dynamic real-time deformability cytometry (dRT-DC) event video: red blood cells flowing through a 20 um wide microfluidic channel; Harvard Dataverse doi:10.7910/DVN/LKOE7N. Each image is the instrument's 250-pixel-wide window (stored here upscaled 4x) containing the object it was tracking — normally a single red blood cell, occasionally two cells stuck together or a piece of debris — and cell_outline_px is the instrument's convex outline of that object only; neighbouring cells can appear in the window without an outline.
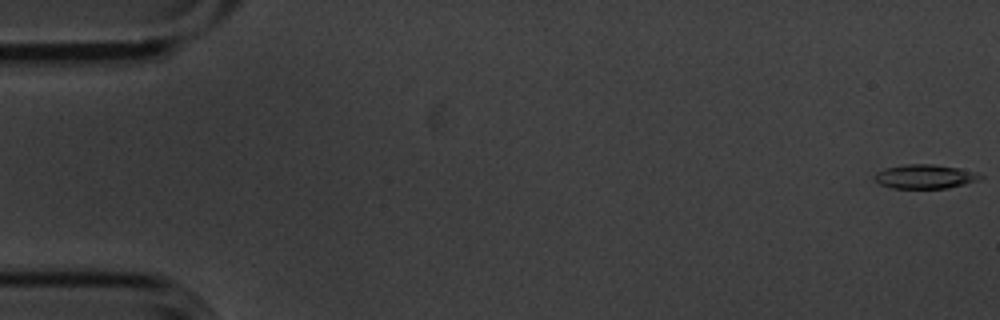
{"species": "common noctule bat (a hibernating species)", "species_latin": "Nyctalus noctula", "temperature_condition": "cold", "stored_images_in_passage": 15, "camera_frame_rate_fps": 3000, "um_per_image_px": 0.085, "animal": {"sex": "male", "body_mass_g": 20.1, "forearm_length_mm": 53.5}, "frame": {"image": 1, "passage_image": 1, "time_ms": 0.0, "image_size_px": [1000, 320], "cell_outline_px": [[984, 176], [980, 180], [948, 188], [892, 188], [880, 184], [872, 176], [876, 172], [884, 168], [904, 164], [932, 164], [960, 168]], "centroid_in_image_um": [78.58, 15.0], "position_along_channel_um": 6.4, "area_um2": 14.85}}
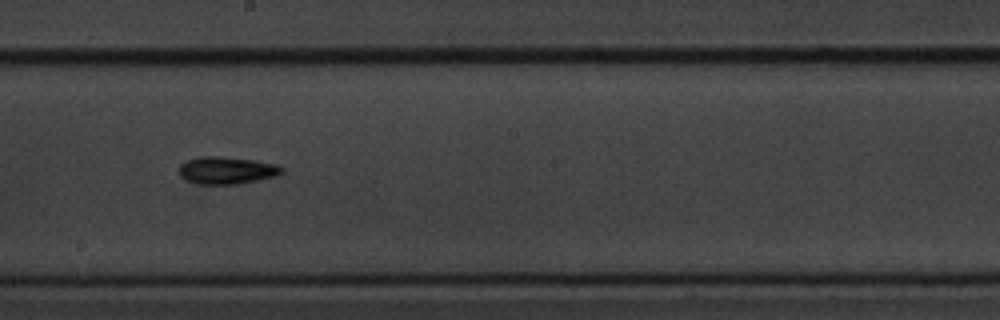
{"frame": {"image": 2, "passage_image": 9, "time_ms": 2.667, "image_size_px": [1000, 320], "cell_outline_px": [[284, 172], [276, 176], [236, 184], [200, 184], [188, 180], [180, 176], [180, 164], [188, 160], [204, 156], [216, 156], [256, 160], [276, 164], [284, 168]], "centroid_in_image_um": [19.31, 14.47], "position_along_channel_um": 228.9, "area_um2": 16.18}}
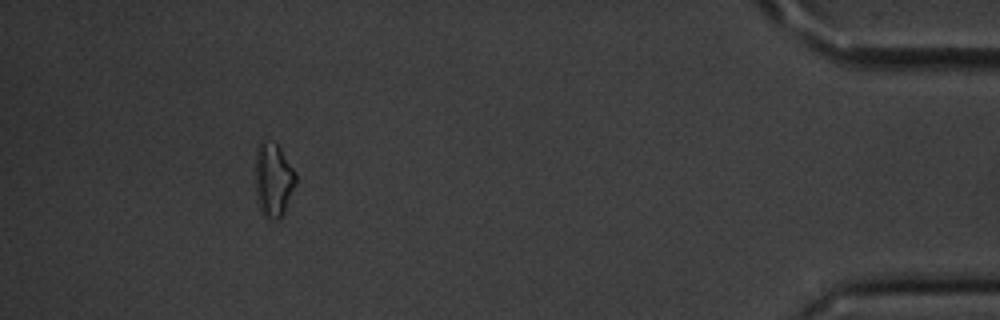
{"frame": {"image": 3, "passage_image": 14, "time_ms": 4.333, "image_size_px": [1000, 320], "cell_outline_px": [[296, 184], [284, 212], [280, 220], [276, 220], [264, 216], [260, 212], [256, 196], [256, 152], [260, 140], [264, 140], [276, 144], [280, 148], [296, 172]], "centroid_in_image_um": [23.24, 15.31], "position_along_channel_um": 412.0, "area_um2": 17.46}}